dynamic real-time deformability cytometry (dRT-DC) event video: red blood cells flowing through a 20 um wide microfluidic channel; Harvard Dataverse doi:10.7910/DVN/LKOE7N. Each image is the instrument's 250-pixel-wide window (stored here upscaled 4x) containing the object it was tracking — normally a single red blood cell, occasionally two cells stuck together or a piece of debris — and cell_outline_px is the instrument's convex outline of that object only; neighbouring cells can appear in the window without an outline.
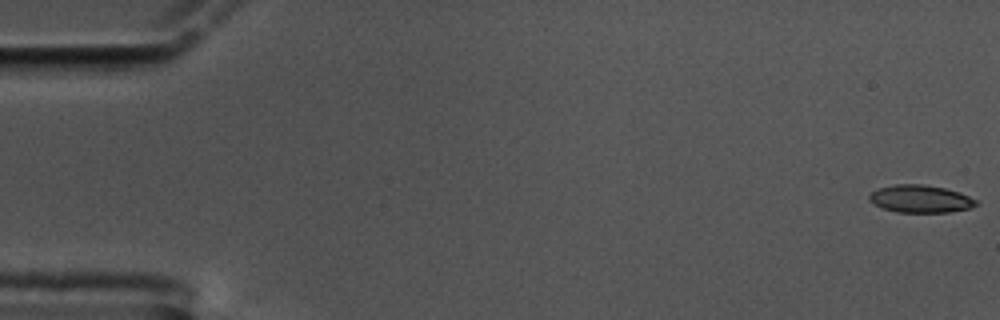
{"species": "common noctule bat (a hibernating species)", "species_latin": "Nyctalus noctula", "temperature_condition": "cold", "stored_images_in_passage": 15, "camera_frame_rate_fps": 3000, "um_per_image_px": 0.085, "animal": {"sex": "male", "body_mass_g": 17.5, "forearm_length_mm": 52.3}, "frame": {"image": 1, "passage_image": 1, "time_ms": 0.0, "image_size_px": [1000, 320], "cell_outline_px": [[980, 204], [968, 208], [948, 212], [896, 212], [880, 208], [868, 200], [868, 196], [872, 192], [880, 188], [896, 184], [924, 184], [944, 188], [960, 192], [976, 200]], "centroid_in_image_um": [78.21, 16.9], "position_along_channel_um": 6.8, "area_um2": 17.17}}
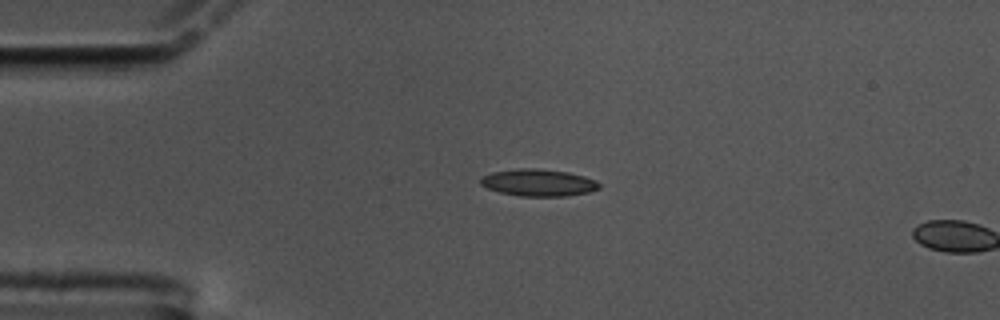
{"frame": {"image": 2, "passage_image": 14, "time_ms": 4.333, "image_size_px": [1000, 320], "cell_outline_px": [[600, 188], [588, 192], [568, 196], [520, 196], [500, 192], [488, 188], [480, 184], [480, 176], [492, 172], [516, 168], [536, 168], [568, 172], [584, 176], [596, 180], [600, 184]], "centroid_in_image_um": [45.75, 15.52], "position_along_channel_um": 39.2, "area_um2": 18.79}}